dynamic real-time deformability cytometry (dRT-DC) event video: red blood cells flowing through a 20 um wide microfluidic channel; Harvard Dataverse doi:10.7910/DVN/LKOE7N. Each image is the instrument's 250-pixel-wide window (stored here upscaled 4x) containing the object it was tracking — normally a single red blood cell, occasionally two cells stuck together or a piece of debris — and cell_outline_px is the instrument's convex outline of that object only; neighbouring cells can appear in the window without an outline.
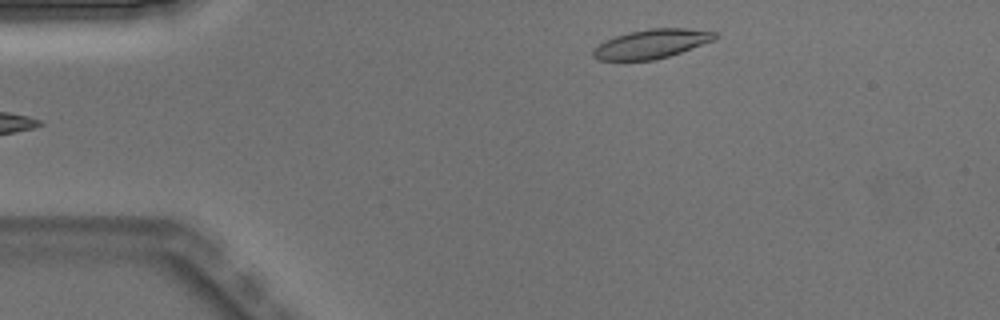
{"species": "Egyptian fruit bat (a non-hibernating species)", "species_latin": "Rousettus aegyptiacus", "temperature_condition": "warm", "stored_images_in_passage": 2, "camera_frame_rate_fps": 3000, "um_per_image_px": 0.085, "animal": {"sex": "male"}, "frame": {"image": 1, "passage_image": 2, "time_ms": 0.333, "image_size_px": [1000, 320], "cell_outline_px": [[716, 36], [712, 40], [680, 52], [656, 60], [600, 60], [592, 56], [592, 52], [604, 40], [628, 32], [648, 28], [684, 28], [716, 32]], "centroid_in_image_um": [55.33, 3.72], "position_along_channel_um": 29.7, "area_um2": 20.29}}